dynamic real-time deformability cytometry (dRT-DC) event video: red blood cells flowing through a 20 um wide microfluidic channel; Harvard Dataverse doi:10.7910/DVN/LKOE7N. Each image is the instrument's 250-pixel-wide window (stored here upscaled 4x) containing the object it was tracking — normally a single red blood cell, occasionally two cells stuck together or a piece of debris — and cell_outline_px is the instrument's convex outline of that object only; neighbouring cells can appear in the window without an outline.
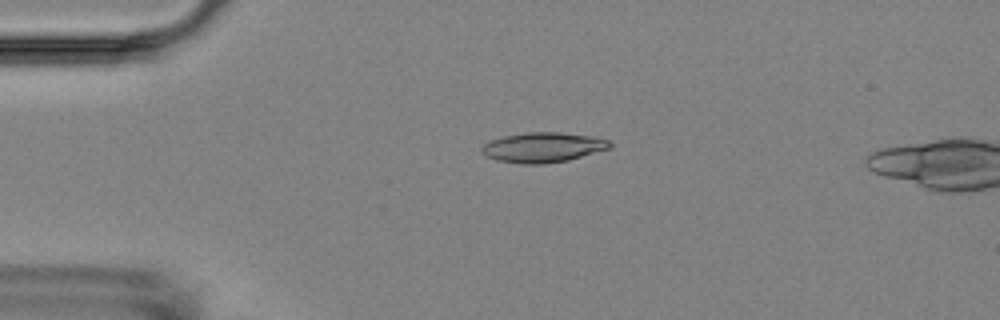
{"species": "Egyptian fruit bat (a non-hibernating species)", "species_latin": "Rousettus aegyptiacus", "temperature_condition": "room temperature", "stored_images_in_passage": 3, "camera_frame_rate_fps": 3000, "um_per_image_px": 0.085, "animal": {"sex": "female"}, "frame": {"image": 1, "passage_image": 1, "time_ms": 0.0, "image_size_px": [1000, 320], "cell_outline_px": [[612, 148], [568, 160], [540, 164], [524, 164], [496, 160], [480, 152], [480, 148], [484, 144], [492, 140], [504, 136], [528, 132], [560, 132], [592, 136], [608, 140], [612, 144]], "centroid_in_image_um": [46.17, 12.52], "position_along_channel_um": 38.8, "area_um2": 22.31}}